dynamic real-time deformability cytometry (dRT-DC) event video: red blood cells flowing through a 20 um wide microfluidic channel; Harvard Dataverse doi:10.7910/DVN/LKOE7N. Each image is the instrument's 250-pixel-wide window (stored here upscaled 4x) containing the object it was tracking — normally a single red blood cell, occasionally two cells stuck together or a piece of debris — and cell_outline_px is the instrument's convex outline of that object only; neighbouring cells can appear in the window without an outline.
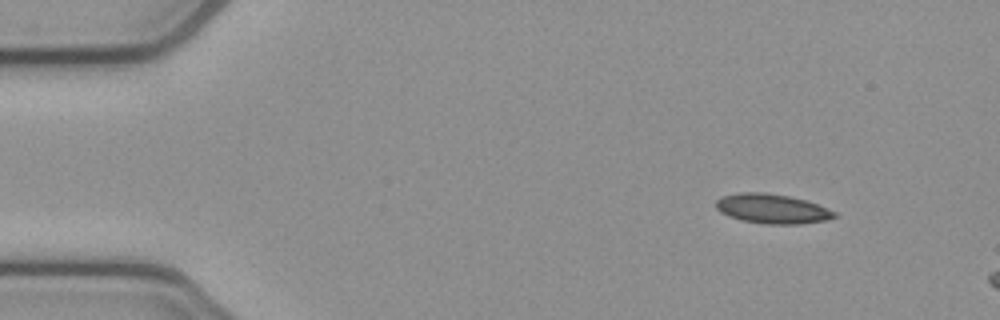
{"species": "common noctule bat (a hibernating species)", "species_latin": "Nyctalus noctula", "temperature_condition": "cold", "stored_images_in_passage": 3, "camera_frame_rate_fps": 3000, "um_per_image_px": 0.085, "animal": {"sex": "female", "body_mass_g": 21.9}, "frame": {"image": 1, "passage_image": 1, "time_ms": 0.0, "image_size_px": [1000, 320], "cell_outline_px": [[840, 216], [824, 220], [800, 224], [764, 224], [740, 220], [728, 216], [720, 212], [716, 208], [716, 200], [724, 196], [740, 192], [764, 192], [788, 196], [804, 200], [816, 204], [836, 212]], "centroid_in_image_um": [65.61, 17.75], "position_along_channel_um": 19.4, "area_um2": 20.35}}